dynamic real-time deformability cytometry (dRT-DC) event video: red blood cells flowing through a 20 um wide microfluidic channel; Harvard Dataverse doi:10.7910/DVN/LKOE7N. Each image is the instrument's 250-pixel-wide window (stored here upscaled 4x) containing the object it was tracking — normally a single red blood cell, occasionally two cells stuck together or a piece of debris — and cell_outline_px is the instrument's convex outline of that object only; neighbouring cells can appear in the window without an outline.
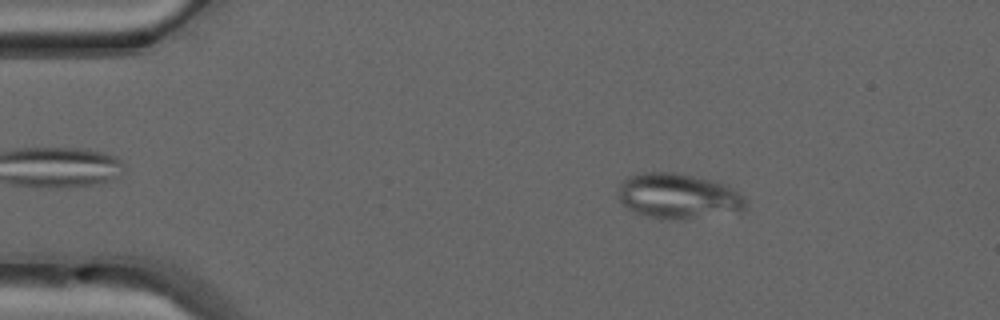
{"species": "common noctule bat (a hibernating species)", "species_latin": "Nyctalus noctula", "temperature_condition": "warm", "stored_images_in_passage": 49, "camera_frame_rate_fps": 3000, "um_per_image_px": 0.085, "animal": {"sex": "male", "forearm_length_mm": 52.5}, "frame": {"image": 1, "passage_image": 8, "time_ms": 2.333, "image_size_px": [1000, 320], "cell_outline_px": [[748, 200], [744, 212], [684, 220], [660, 220], [632, 212], [620, 200], [620, 184], [628, 176], [644, 172], [676, 172], [712, 180], [728, 184], [744, 196]], "centroid_in_image_um": [57.74, 16.7], "position_along_channel_um": 27.3, "area_um2": 34.51}}
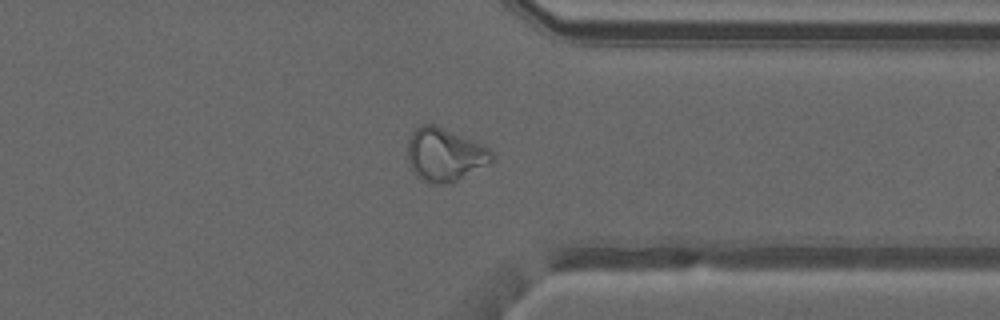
{"frame": {"image": 2, "passage_image": 38, "time_ms": 12.333, "image_size_px": [1000, 320], "cell_outline_px": [[496, 160], [456, 180], [436, 184], [432, 184], [420, 180], [416, 176], [408, 160], [408, 140], [412, 132], [420, 124], [432, 124], [472, 140], [488, 148], [492, 152]], "centroid_in_image_um": [37.78, 13.15], "position_along_channel_um": 373.6, "area_um2": 25.66}}
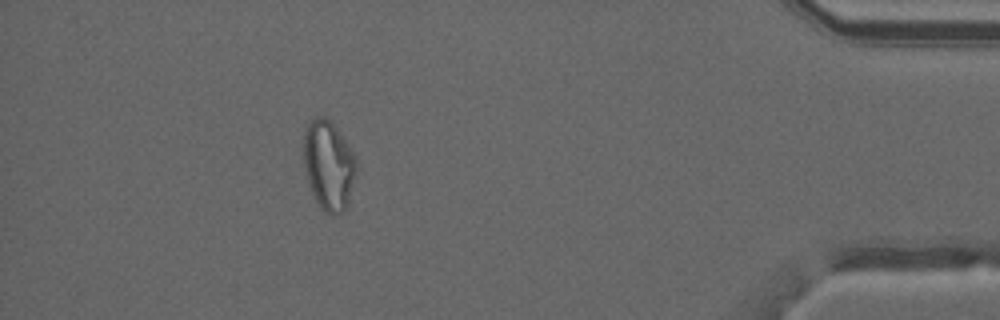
{"frame": {"image": 3, "passage_image": 44, "time_ms": 14.333, "image_size_px": [1000, 320], "cell_outline_px": [[356, 172], [348, 204], [344, 212], [332, 216], [324, 212], [320, 208], [312, 192], [308, 180], [304, 164], [304, 132], [308, 124], [316, 116], [324, 116], [336, 128], [352, 152], [356, 160]], "centroid_in_image_um": [27.93, 14.09], "position_along_channel_um": 407.3, "area_um2": 27.17}}